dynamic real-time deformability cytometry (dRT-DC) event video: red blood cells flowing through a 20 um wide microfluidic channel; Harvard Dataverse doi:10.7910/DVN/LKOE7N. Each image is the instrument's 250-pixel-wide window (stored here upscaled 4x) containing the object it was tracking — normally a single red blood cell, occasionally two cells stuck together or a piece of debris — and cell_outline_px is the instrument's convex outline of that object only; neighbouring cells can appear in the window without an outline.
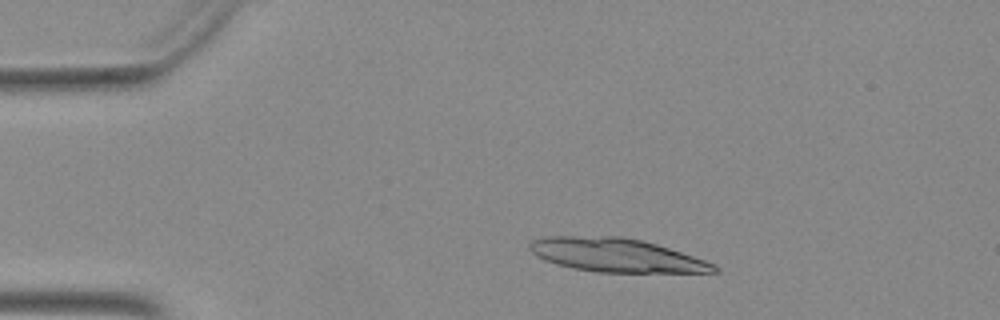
{"species": "Egyptian fruit bat (a non-hibernating species)", "species_latin": "Rousettus aegyptiacus", "temperature_condition": "warm", "stored_images_in_passage": 17, "segment_of_instrument_passage": [1, 2], "camera_frame_rate_fps": 3000, "um_per_image_px": 0.085, "animal": {"sex": "female"}, "frame": {"image": 1, "passage_image": 5, "time_ms": 1.333, "image_size_px": [1000, 320], "cell_outline_px": [[720, 272], [596, 272], [572, 268], [556, 264], [544, 260], [536, 256], [528, 248], [528, 244], [532, 240], [544, 236], [620, 236], [640, 240], [656, 244], [716, 264], [720, 268]], "centroid_in_image_um": [52.33, 21.69], "position_along_channel_um": 32.7, "area_um2": 36.07}}